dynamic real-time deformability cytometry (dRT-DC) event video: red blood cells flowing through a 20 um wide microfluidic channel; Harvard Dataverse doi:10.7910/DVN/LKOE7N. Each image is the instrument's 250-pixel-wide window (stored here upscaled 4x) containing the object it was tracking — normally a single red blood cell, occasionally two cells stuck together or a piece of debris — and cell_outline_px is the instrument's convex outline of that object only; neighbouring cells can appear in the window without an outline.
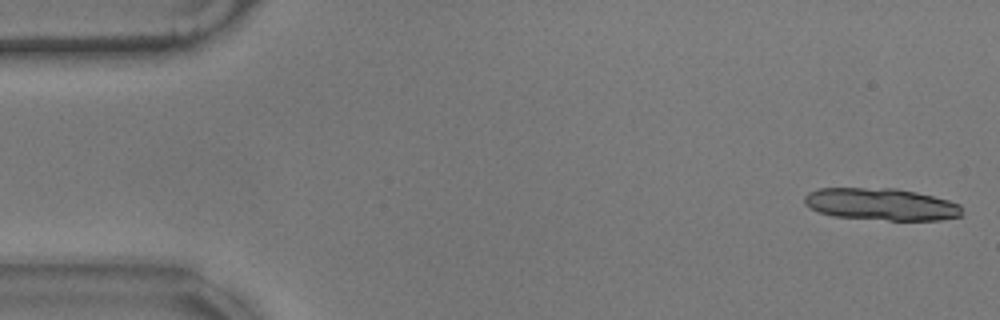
{"species": "common noctule bat (a hibernating species)", "species_latin": "Nyctalus noctula", "temperature_condition": "warm", "stored_images_in_passage": 5, "camera_frame_rate_fps": 3000, "um_per_image_px": 0.085, "animal": {"sex": "male", "body_mass_g": 17.9}, "frame": {"image": 1, "passage_image": 2, "time_ms": 0.333, "image_size_px": [1000, 320], "cell_outline_px": [[964, 216], [940, 220], [888, 220], [832, 216], [808, 208], [804, 204], [804, 196], [808, 192], [820, 188], [896, 188], [916, 192], [948, 200], [960, 204]], "centroid_in_image_um": [74.9, 17.36], "position_along_channel_um": 10.1, "area_um2": 29.71}}